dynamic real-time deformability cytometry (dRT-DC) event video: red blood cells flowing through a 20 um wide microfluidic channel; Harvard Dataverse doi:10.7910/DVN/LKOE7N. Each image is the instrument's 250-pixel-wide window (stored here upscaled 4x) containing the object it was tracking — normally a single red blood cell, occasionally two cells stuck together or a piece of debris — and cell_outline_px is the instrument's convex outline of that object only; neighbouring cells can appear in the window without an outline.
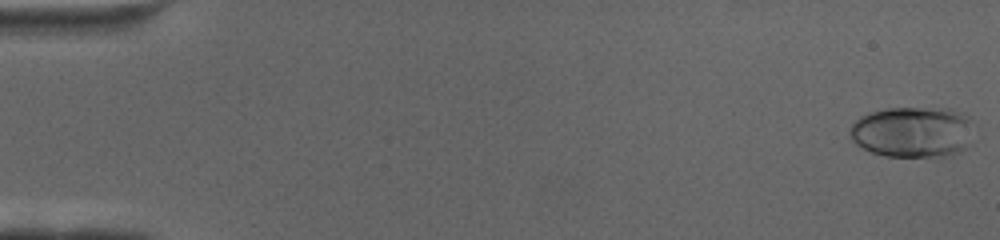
{"species": "human", "species_latin": "Homo sapiens", "temperature_condition": "cold", "stored_images_in_passage": 67, "camera_frame_rate_fps": 3000, "um_per_image_px": 0.085, "donor": {"sex": "female"}, "frame": {"image": 1, "passage_image": 1, "time_ms": 0.0, "image_size_px": [1000, 240], "cell_outline_px": [[968, 120], [964, 148], [960, 152], [952, 156], [940, 160], [884, 156], [872, 152], [856, 144], [848, 136], [848, 132], [852, 124], [860, 116], [884, 108], [952, 108], [964, 112], [968, 116]], "centroid_in_image_um": [77.51, 11.26], "position_along_channel_um": 7.5, "area_um2": 37.34}}
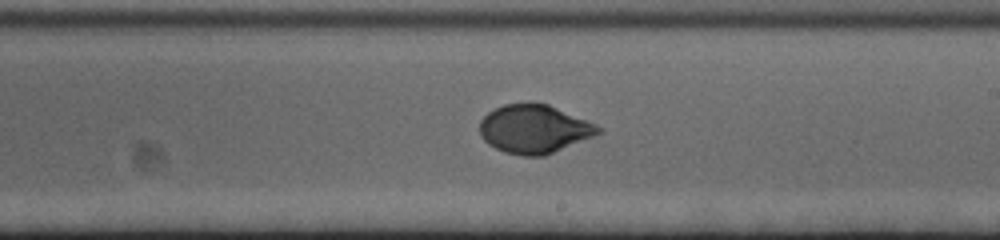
{"frame": {"image": 2, "passage_image": 40, "time_ms": 13.0, "image_size_px": [1000, 240], "cell_outline_px": [[604, 132], [544, 156], [520, 156], [504, 152], [488, 144], [480, 136], [480, 120], [488, 112], [504, 104], [548, 104], [596, 124], [604, 128]], "centroid_in_image_um": [45.42, 10.99], "position_along_channel_um": 243.6, "area_um2": 33.41}}
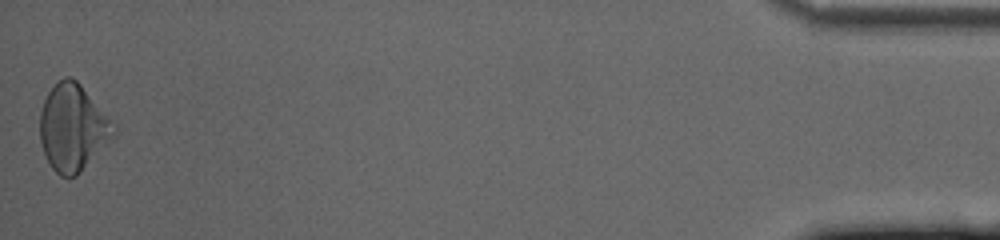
{"frame": {"image": 3, "passage_image": 67, "time_ms": 22.0, "image_size_px": [1000, 240], "cell_outline_px": [[116, 132], [80, 172], [76, 176], [60, 176], [52, 168], [44, 152], [40, 140], [40, 112], [44, 100], [48, 92], [56, 80], [64, 76], [72, 76], [80, 84], [116, 124]], "centroid_in_image_um": [6.17, 10.8], "position_along_channel_um": 429.0, "area_um2": 36.93}}